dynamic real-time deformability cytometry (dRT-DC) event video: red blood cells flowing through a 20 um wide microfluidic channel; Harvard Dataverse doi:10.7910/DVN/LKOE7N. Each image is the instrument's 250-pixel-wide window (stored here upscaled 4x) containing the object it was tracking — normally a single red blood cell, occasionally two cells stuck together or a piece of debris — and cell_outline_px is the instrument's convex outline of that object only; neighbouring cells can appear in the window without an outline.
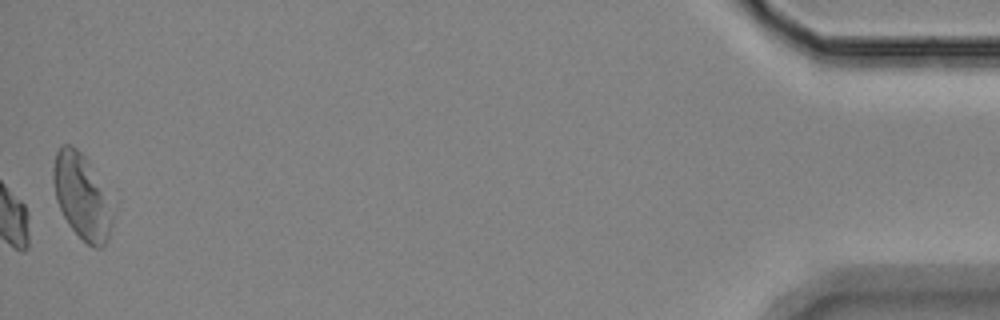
{"species": "Egyptian fruit bat (a non-hibernating species)", "species_latin": "Rousettus aegyptiacus", "temperature_condition": "room temperature", "stored_images_in_passage": 42, "camera_frame_rate_fps": 3000, "um_per_image_px": 0.085, "animal": {"sex": "female"}, "frame": {"image": 1, "passage_image": 42, "time_ms": 13.667, "image_size_px": [1000, 320], "cell_outline_px": [[112, 224], [108, 240], [100, 248], [96, 248], [88, 244], [68, 224], [56, 200], [52, 180], [52, 168], [56, 152], [64, 144], [72, 144], [84, 156], [88, 164], [112, 216]], "centroid_in_image_um": [6.85, 16.72], "position_along_channel_um": 428.3, "area_um2": 27.8}, "authors_computed_cell_mechanics": {"area_um2": 19.7676, "velocity_mm_per_s": 3.4901, "shape_relaxation_time_tau1_ms": 4.5245, "shape_relaxation_time_tau2_ms": 7.6678, "deformation_change_tau1": 0.1283, "deformation_change_tau2": 0.1513}}